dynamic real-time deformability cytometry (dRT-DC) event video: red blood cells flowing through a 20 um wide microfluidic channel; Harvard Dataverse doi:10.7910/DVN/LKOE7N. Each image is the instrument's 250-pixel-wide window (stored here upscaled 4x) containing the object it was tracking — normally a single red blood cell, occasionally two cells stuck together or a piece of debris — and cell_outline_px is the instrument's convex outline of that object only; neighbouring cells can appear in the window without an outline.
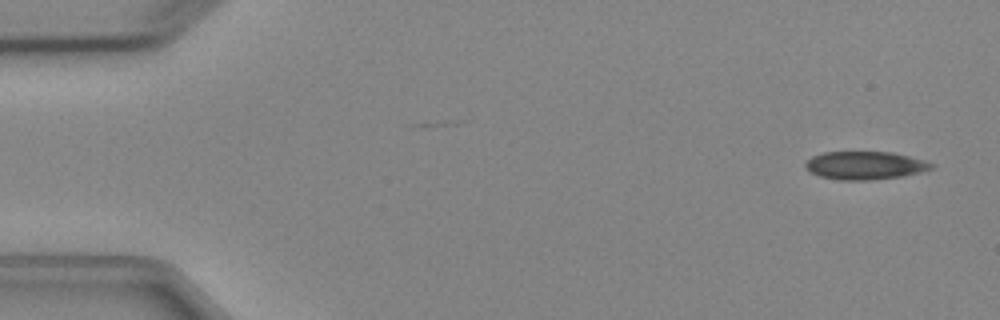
{"species": "Egyptian fruit bat (a non-hibernating species)", "species_latin": "Rousettus aegyptiacus", "temperature_condition": "cold", "stored_images_in_passage": 5, "camera_frame_rate_fps": 3000, "um_per_image_px": 0.085, "animal": {"sex": "female"}, "frame": {"image": 1, "passage_image": 1, "time_ms": 0.0, "image_size_px": [1000, 320], "cell_outline_px": [[936, 164], [932, 168], [920, 172], [904, 176], [872, 180], [840, 180], [820, 176], [808, 172], [804, 168], [804, 164], [812, 156], [824, 152], [892, 152], [924, 160]], "centroid_in_image_um": [73.5, 14.07], "position_along_channel_um": 11.5, "area_um2": 20.75}}
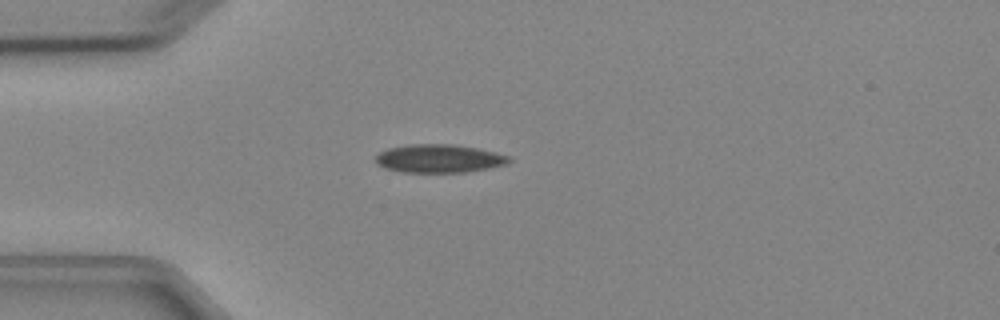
{"frame": {"image": 2, "passage_image": 4, "time_ms": 3.667, "image_size_px": [1000, 320], "cell_outline_px": [[512, 160], [508, 164], [488, 168], [464, 172], [404, 172], [384, 168], [376, 164], [376, 156], [380, 152], [388, 148], [408, 144], [456, 144], [496, 152], [512, 156]], "centroid_in_image_um": [37.35, 13.47], "position_along_channel_um": 47.7, "area_um2": 22.14}}